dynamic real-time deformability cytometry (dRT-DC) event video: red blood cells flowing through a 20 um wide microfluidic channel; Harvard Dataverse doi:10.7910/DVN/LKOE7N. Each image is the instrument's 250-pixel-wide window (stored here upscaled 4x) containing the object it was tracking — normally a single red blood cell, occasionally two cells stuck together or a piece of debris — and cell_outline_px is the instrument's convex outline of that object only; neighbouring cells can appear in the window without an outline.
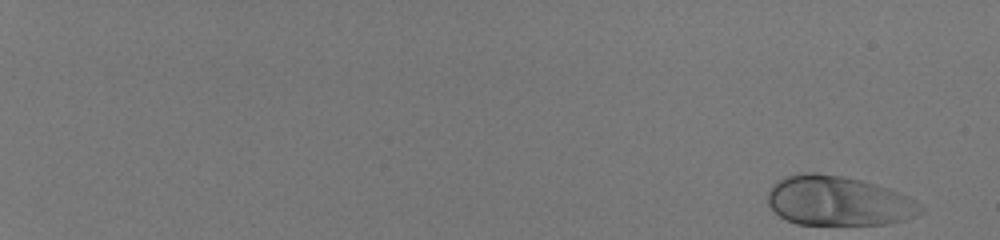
{"species": "human", "species_latin": "Homo sapiens", "temperature_condition": "room temperature", "stored_images_in_passage": 54, "camera_frame_rate_fps": 3000, "um_per_image_px": 0.085, "donor": {"sex": "male"}, "frame": {"image": 1, "passage_image": 1, "time_ms": 0.0, "image_size_px": [1000, 240], "cell_outline_px": [[924, 212], [916, 216], [904, 220], [884, 224], [796, 224], [780, 216], [768, 204], [768, 192], [784, 176], [804, 172], [816, 172], [840, 176], [860, 180], [876, 184], [888, 188], [908, 196], [924, 208]], "centroid_in_image_um": [71.28, 17.08], "position_along_channel_um": 13.7, "area_um2": 43.93}}
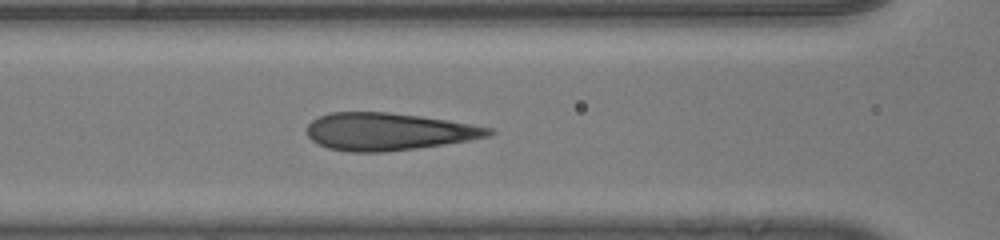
{"frame": {"image": 2, "passage_image": 29, "time_ms": 9.333, "image_size_px": [1000, 240], "cell_outline_px": [[496, 132], [492, 136], [444, 144], [416, 148], [384, 152], [348, 152], [328, 148], [312, 140], [308, 136], [308, 124], [312, 120], [328, 112], [388, 112], [420, 116], [448, 120], [492, 128]], "centroid_in_image_um": [33.03, 11.18], "position_along_channel_um": 133.6, "area_um2": 39.59}}
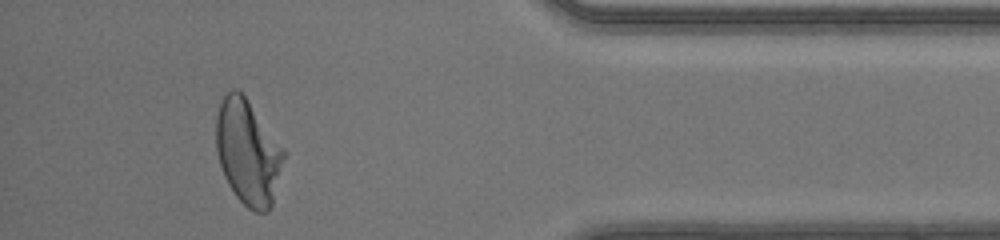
{"frame": {"image": 3, "passage_image": 51, "time_ms": 16.667, "image_size_px": [1000, 240], "cell_outline_px": [[288, 152], [272, 204], [268, 212], [252, 212], [236, 196], [228, 184], [224, 176], [220, 164], [216, 148], [216, 116], [220, 104], [224, 96], [232, 88], [236, 88], [244, 96]], "centroid_in_image_um": [21.11, 12.97], "position_along_channel_um": 414.1, "area_um2": 41.62}}